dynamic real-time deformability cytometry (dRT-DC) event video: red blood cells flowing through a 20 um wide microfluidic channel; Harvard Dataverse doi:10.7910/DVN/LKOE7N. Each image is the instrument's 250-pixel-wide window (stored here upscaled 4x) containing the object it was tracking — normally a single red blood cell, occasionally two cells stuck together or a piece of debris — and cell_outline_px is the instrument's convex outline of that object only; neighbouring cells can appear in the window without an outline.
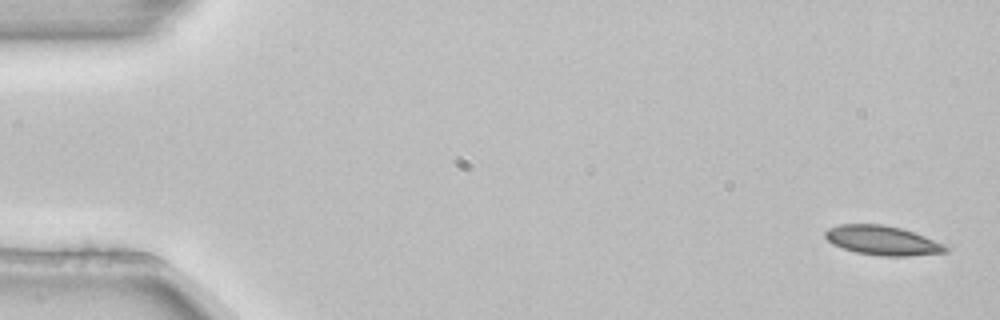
{"species": "common noctule bat (a hibernating species)", "species_latin": "Nyctalus noctula", "temperature_condition": "room temperature", "stored_images_in_passage": 3, "camera_frame_rate_fps": 3000, "um_per_image_px": 0.085, "animal": {"sex": "female", "body_mass_g": 22.7, "forearm_length_mm": 54.2}, "frame": {"image": 1, "passage_image": 1, "time_ms": 0.0, "image_size_px": [1000, 320], "cell_outline_px": [[952, 248], [948, 252], [908, 256], [880, 256], [856, 252], [832, 244], [824, 236], [824, 232], [828, 228], [840, 224], [884, 224], [900, 228], [948, 244]], "centroid_in_image_um": [75.06, 20.44], "position_along_channel_um": 9.9, "area_um2": 20.81}}